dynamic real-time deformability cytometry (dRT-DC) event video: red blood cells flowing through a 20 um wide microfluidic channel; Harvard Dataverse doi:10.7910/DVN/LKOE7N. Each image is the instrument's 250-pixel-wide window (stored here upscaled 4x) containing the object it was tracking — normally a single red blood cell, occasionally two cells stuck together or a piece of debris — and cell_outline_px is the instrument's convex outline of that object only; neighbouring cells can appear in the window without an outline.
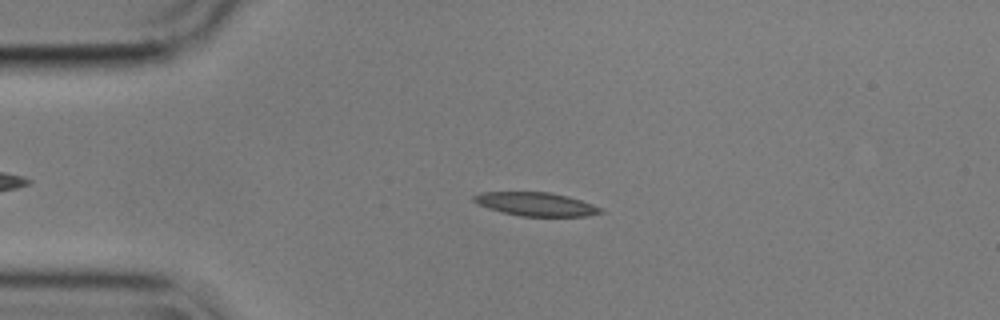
{"species": "common noctule bat (a hibernating species)", "species_latin": "Nyctalus noctula", "temperature_condition": "cold", "stored_images_in_passage": 55, "camera_frame_rate_fps": 3000, "um_per_image_px": 0.085, "animal": {"sex": "male", "body_mass_g": 17.9}, "frame": {"image": 1, "passage_image": 12, "time_ms": 3.667, "image_size_px": [1000, 320], "cell_outline_px": [[604, 212], [588, 216], [520, 216], [488, 208], [472, 200], [472, 196], [480, 192], [548, 192], [568, 196], [592, 204], [600, 208]], "centroid_in_image_um": [45.55, 17.35], "position_along_channel_um": 39.5, "area_um2": 17.22}}
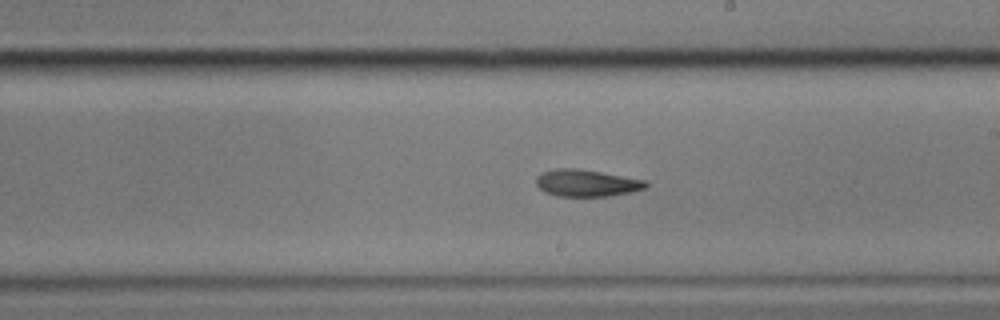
{"frame": {"image": 2, "passage_image": 31, "time_ms": 10.0, "image_size_px": [1000, 320], "cell_outline_px": [[648, 184], [644, 188], [632, 192], [608, 196], [556, 196], [544, 192], [536, 184], [536, 176], [540, 172], [556, 168], [576, 168], [648, 180]], "centroid_in_image_um": [49.84, 15.55], "position_along_channel_um": 239.2, "area_um2": 17.34}}
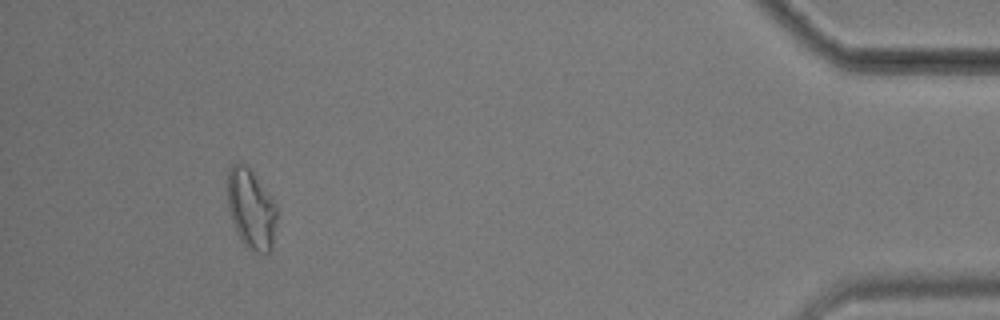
{"frame": {"image": 3, "passage_image": 51, "time_ms": 16.667, "image_size_px": [1000, 320], "cell_outline_px": [[276, 224], [272, 248], [264, 256], [248, 248], [240, 240], [236, 232], [228, 208], [228, 168], [232, 164], [240, 160], [248, 164], [276, 204]], "centroid_in_image_um": [21.34, 17.74], "position_along_channel_um": 413.9, "area_um2": 23.41}, "authors_computed_cell_mechanics": {"area_um2": 17.7446, "velocity_mm_per_s": 3.5697, "shape_relaxation_time_tau1_ms": 8.8168, "shape_relaxation_time_tau2_ms": null, "deformation_change_tau1": 0.1792, "deformation_change_tau2": null}}